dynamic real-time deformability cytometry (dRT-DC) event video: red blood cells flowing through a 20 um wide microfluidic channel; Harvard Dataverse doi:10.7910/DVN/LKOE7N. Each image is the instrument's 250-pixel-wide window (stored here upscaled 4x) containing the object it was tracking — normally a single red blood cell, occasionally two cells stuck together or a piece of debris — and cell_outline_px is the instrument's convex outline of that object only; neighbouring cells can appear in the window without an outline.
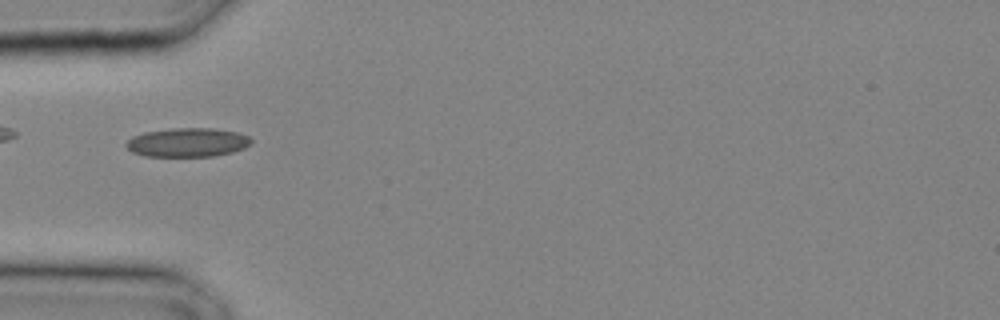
{"species": "common noctule bat (a hibernating species)", "species_latin": "Nyctalus noctula", "temperature_condition": "cold", "stored_images_in_passage": 21, "camera_frame_rate_fps": 3000, "um_per_image_px": 0.085, "animal": {"sex": "male", "body_mass_g": 20.4}, "frame": {"image": 1, "passage_image": 10, "time_ms": 3.0, "image_size_px": [1000, 320], "cell_outline_px": [[252, 144], [244, 148], [232, 152], [212, 156], [144, 156], [132, 152], [124, 144], [132, 136], [144, 132], [172, 128], [212, 128], [236, 132], [248, 136], [252, 140]], "centroid_in_image_um": [15.93, 12.1], "position_along_channel_um": 69.1, "area_um2": 21.1}}
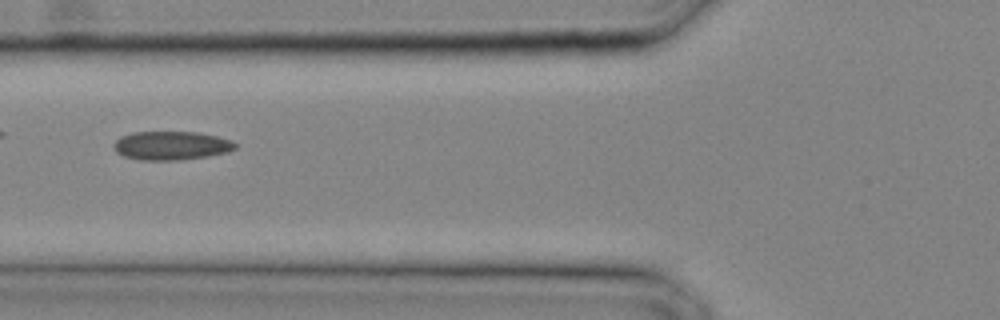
{"frame": {"image": 2, "passage_image": 12, "time_ms": 3.667, "image_size_px": [1000, 320], "cell_outline_px": [[236, 148], [228, 152], [208, 156], [180, 160], [140, 160], [124, 156], [116, 152], [112, 144], [120, 136], [132, 132], [196, 132], [216, 136], [232, 140], [236, 144]], "centroid_in_image_um": [14.54, 12.37], "position_along_channel_um": 111.3, "area_um2": 20.4}}